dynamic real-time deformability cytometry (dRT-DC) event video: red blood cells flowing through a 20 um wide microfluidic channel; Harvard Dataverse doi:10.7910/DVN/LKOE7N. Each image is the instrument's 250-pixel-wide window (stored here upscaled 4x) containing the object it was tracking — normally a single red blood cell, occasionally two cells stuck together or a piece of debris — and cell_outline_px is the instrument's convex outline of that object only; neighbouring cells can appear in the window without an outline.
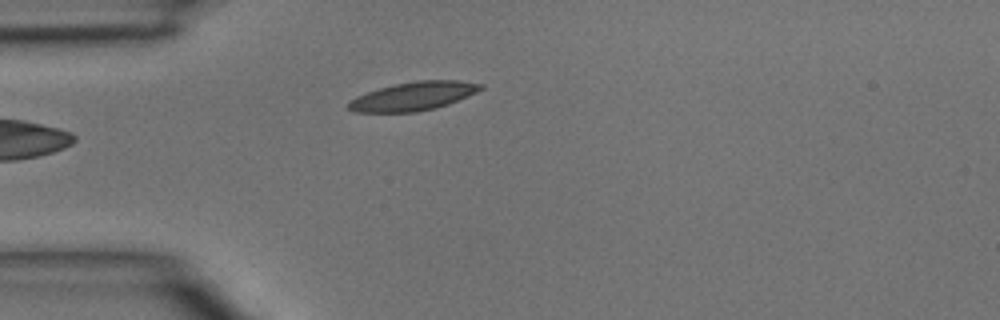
{"species": "common noctule bat (a hibernating species)", "species_latin": "Nyctalus noctula", "temperature_condition": "room temperature", "stored_images_in_passage": 3, "camera_frame_rate_fps": 3000, "um_per_image_px": 0.085, "animal": {"sex": "male", "body_mass_g": 15.6}, "frame": {"image": 1, "passage_image": 3, "time_ms": 0.667, "image_size_px": [1000, 320], "cell_outline_px": [[484, 88], [468, 96], [448, 104], [436, 108], [416, 112], [356, 112], [348, 108], [348, 104], [356, 96], [380, 88], [396, 84], [416, 80], [456, 80], [484, 84]], "centroid_in_image_um": [35.17, 8.17], "position_along_channel_um": 49.8, "area_um2": 21.85}}